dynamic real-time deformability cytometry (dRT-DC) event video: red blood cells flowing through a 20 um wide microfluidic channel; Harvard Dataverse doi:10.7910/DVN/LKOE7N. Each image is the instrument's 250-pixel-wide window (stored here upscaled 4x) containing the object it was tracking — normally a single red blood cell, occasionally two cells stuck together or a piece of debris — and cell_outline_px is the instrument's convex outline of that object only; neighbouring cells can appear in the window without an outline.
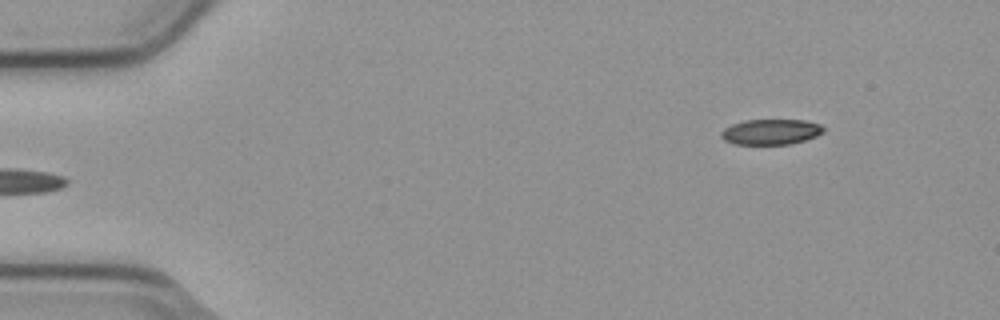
{"species": "common noctule bat (a hibernating species)", "species_latin": "Nyctalus noctula", "temperature_condition": "cold", "stored_images_in_passage": 4, "camera_frame_rate_fps": 3000, "um_per_image_px": 0.085, "animal": {"sex": "male", "body_mass_g": 23.1, "forearm_length_mm": 52.7}, "frame": {"image": 1, "passage_image": 4, "time_ms": 1.0, "image_size_px": [1000, 320], "cell_outline_px": [[824, 132], [816, 136], [804, 140], [788, 144], [732, 144], [724, 140], [720, 136], [720, 132], [724, 128], [732, 124], [744, 120], [808, 120], [820, 124], [824, 128]], "centroid_in_image_um": [65.51, 11.2], "position_along_channel_um": 19.5, "area_um2": 15.26}}